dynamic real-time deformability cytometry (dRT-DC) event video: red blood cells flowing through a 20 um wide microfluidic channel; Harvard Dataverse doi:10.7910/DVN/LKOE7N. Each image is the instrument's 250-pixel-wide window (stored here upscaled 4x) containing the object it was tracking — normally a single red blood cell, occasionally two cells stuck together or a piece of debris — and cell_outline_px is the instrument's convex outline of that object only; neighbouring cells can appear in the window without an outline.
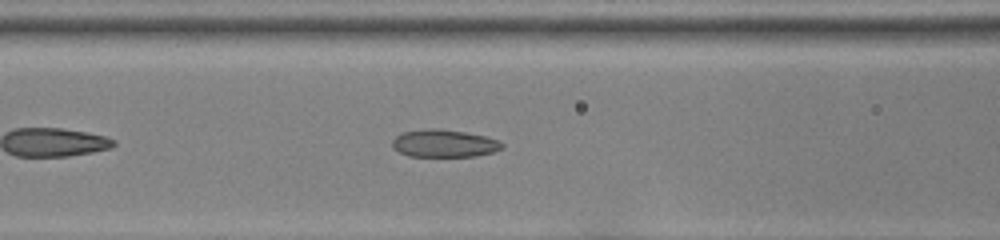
{"species": "common noctule bat (a hibernating species)", "species_latin": "Nyctalus noctula", "temperature_condition": "room temperature", "stored_images_in_passage": 9, "camera_frame_rate_fps": 3000, "um_per_image_px": 0.085, "animal": {"sex": "female", "body_mass_g": 22.0, "forearm_length_mm": 56.7}, "frame": {"image": 1, "passage_image": 8, "time_ms": 2.333, "image_size_px": [1000, 240], "cell_outline_px": [[504, 148], [492, 152], [476, 156], [408, 156], [392, 148], [392, 140], [396, 136], [404, 132], [428, 128], [436, 128], [464, 132], [484, 136], [500, 140], [504, 144]], "centroid_in_image_um": [37.76, 12.19], "position_along_channel_um": 128.8, "area_um2": 17.63}}